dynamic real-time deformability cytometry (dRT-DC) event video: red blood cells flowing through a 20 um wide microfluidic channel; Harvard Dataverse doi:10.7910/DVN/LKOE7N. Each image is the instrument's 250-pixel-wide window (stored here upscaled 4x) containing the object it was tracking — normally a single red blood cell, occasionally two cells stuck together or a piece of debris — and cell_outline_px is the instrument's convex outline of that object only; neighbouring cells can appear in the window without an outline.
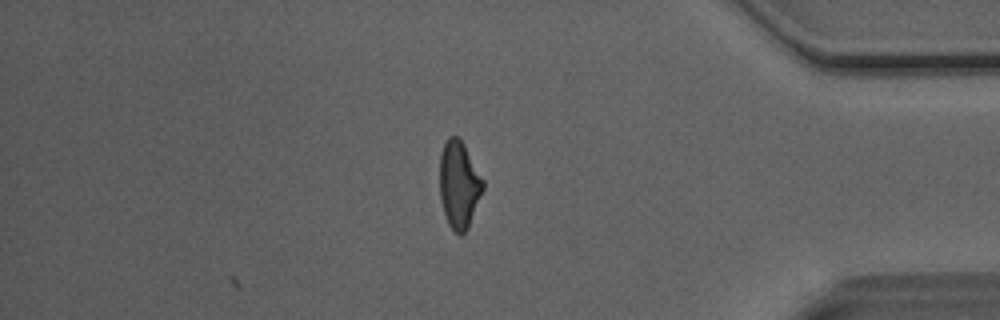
{"species": "Egyptian fruit bat (a non-hibernating species)", "species_latin": "Rousettus aegyptiacus", "temperature_condition": "room temperature", "stored_images_in_passage": 30, "camera_frame_rate_fps": 3000, "um_per_image_px": 0.085, "animal": {"sex": "male"}, "frame": {"image": 1, "passage_image": 30, "time_ms": 9.667, "image_size_px": [1000, 320], "cell_outline_px": [[484, 188], [468, 228], [460, 236], [448, 224], [440, 200], [440, 152], [448, 136], [456, 136], [464, 144], [484, 180]], "centroid_in_image_um": [39.02, 15.69], "position_along_channel_um": 396.2, "area_um2": 21.96}, "authors_computed_cell_mechanics": {"area_um2": 22.1374, "velocity_mm_per_s": 4.1034, "shape_relaxation_time_tau1_ms": 5.5373, "shape_relaxation_time_tau2_ms": 1.7933, "deformation_change_tau1": 0.1798, "deformation_change_tau2": 0.0967}}